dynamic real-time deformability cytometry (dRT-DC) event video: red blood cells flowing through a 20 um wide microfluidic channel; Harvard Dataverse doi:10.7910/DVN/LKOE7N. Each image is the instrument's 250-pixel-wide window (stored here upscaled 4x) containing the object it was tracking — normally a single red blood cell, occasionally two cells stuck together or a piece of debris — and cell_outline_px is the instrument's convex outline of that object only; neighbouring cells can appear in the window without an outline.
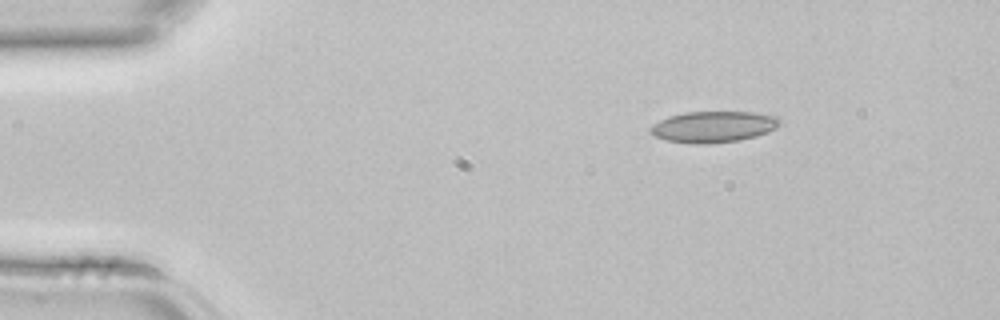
{"species": "common noctule bat (a hibernating species)", "species_latin": "Nyctalus noctula", "temperature_condition": "room temperature", "stored_images_in_passage": 2, "camera_frame_rate_fps": 3000, "um_per_image_px": 0.085, "animal": {"sex": "female", "body_mass_g": 22.7, "forearm_length_mm": 54.2}, "frame": {"image": 1, "passage_image": 1, "time_ms": 0.0, "image_size_px": [1000, 320], "cell_outline_px": [[780, 124], [776, 128], [768, 132], [756, 136], [740, 140], [704, 144], [696, 144], [664, 140], [648, 132], [648, 128], [652, 124], [668, 116], [684, 112], [752, 112], [776, 116], [780, 120]], "centroid_in_image_um": [60.6, 10.77], "position_along_channel_um": 24.4, "area_um2": 23.64}}
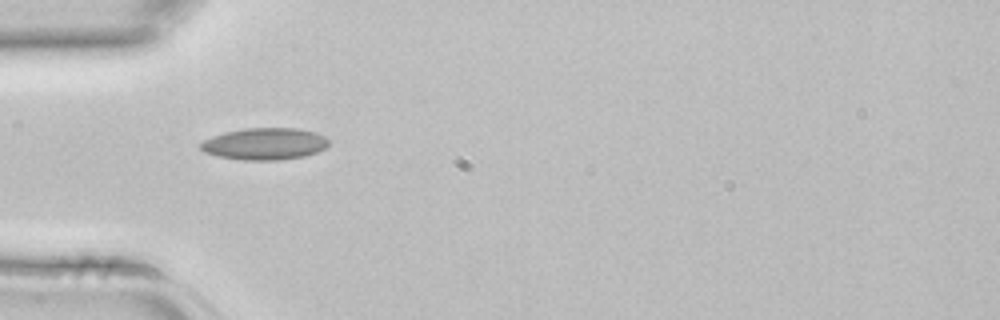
{"frame": {"image": 2, "passage_image": 2, "time_ms": 0.333, "image_size_px": [1000, 320], "cell_outline_px": [[328, 144], [324, 148], [316, 152], [304, 156], [280, 160], [244, 160], [216, 156], [204, 152], [200, 148], [200, 144], [204, 140], [212, 136], [224, 132], [244, 128], [296, 128], [316, 132], [324, 136], [328, 140]], "centroid_in_image_um": [22.48, 12.22], "position_along_channel_um": 62.5, "area_um2": 23.81}}